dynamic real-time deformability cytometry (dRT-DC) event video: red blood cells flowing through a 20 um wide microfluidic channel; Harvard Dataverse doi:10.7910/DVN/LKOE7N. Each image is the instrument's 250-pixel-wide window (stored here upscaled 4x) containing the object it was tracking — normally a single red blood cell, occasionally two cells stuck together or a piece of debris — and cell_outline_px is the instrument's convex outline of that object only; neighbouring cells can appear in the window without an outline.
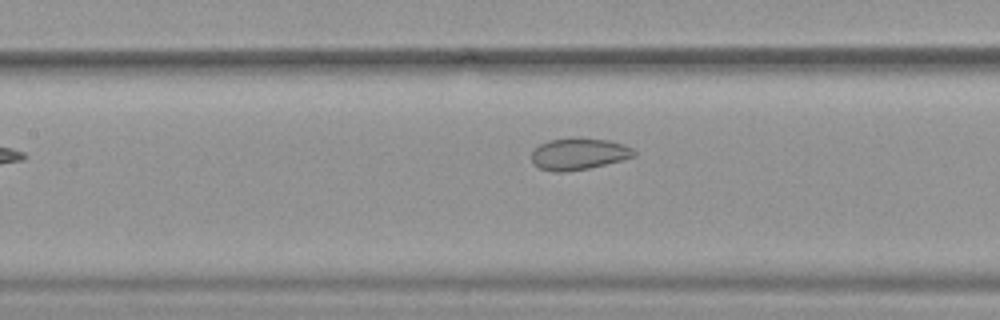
{"species": "common noctule bat (a hibernating species)", "species_latin": "Nyctalus noctula", "temperature_condition": "warm", "stored_images_in_passage": 32, "camera_frame_rate_fps": 3000, "um_per_image_px": 0.085, "animal": {"sex": "female", "body_mass_g": 19.9}, "frame": {"image": 1, "passage_image": 10, "time_ms": 3.0, "image_size_px": [1000, 320], "cell_outline_px": [[636, 156], [588, 168], [568, 172], [552, 172], [540, 168], [532, 164], [532, 152], [540, 144], [548, 140], [576, 136], [580, 136], [608, 140], [624, 144], [632, 148], [636, 152]], "centroid_in_image_um": [49.17, 13.06], "position_along_channel_um": 158.2, "area_um2": 19.25}}
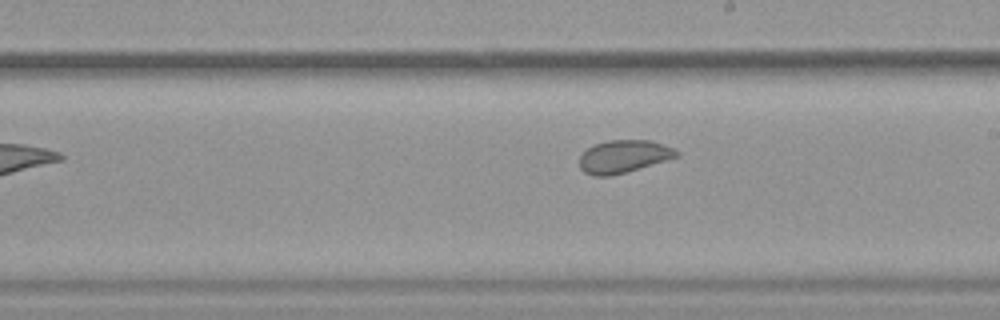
{"frame": {"image": 2, "passage_image": 16, "time_ms": 5.0, "image_size_px": [1000, 320], "cell_outline_px": [[680, 156], [612, 176], [592, 176], [584, 172], [580, 168], [580, 156], [588, 148], [596, 144], [608, 140], [652, 140], [672, 148], [680, 152]], "centroid_in_image_um": [53.01, 13.3], "position_along_channel_um": 236.0, "area_um2": 18.44}}
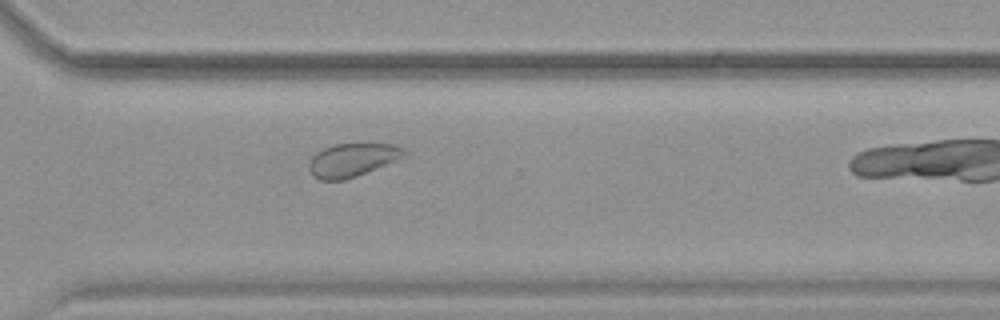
{"frame": {"image": 3, "passage_image": 24, "time_ms": 7.667, "image_size_px": [1000, 320], "cell_outline_px": [[408, 152], [396, 160], [356, 176], [344, 180], [320, 180], [312, 176], [308, 168], [308, 164], [312, 156], [316, 152], [332, 144], [392, 144], [404, 148]], "centroid_in_image_um": [29.89, 13.59], "position_along_channel_um": 340.7, "area_um2": 18.38}, "authors_computed_cell_mechanics": {"area_um2": 19.1318, "velocity_mm_per_s": 3.917, "shape_relaxation_time_tau1_ms": null, "shape_relaxation_time_tau2_ms": 1.2814, "deformation_change_tau1": null, "deformation_change_tau2": 0.0558}}